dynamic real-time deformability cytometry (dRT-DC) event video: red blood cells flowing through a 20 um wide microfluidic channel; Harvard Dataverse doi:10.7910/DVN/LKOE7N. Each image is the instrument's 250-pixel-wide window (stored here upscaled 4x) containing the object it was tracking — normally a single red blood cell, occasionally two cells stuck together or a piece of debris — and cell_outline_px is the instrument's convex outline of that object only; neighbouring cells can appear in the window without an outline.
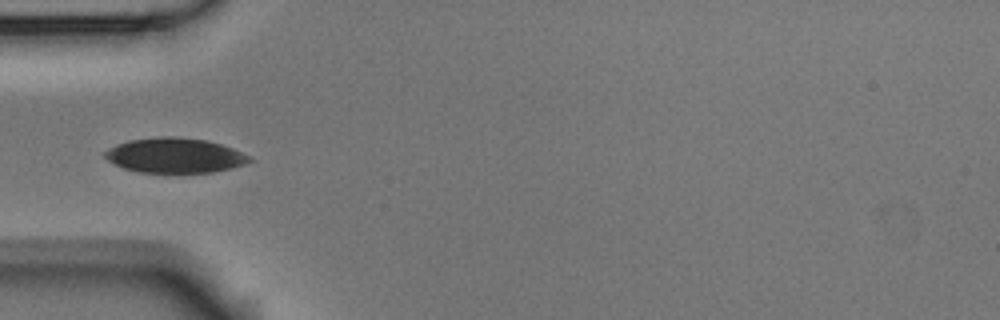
{"species": "Egyptian fruit bat (a non-hibernating species)", "species_latin": "Rousettus aegyptiacus", "temperature_condition": "room temperature", "stored_images_in_passage": 5, "camera_frame_rate_fps": 3000, "um_per_image_px": 0.085, "animal": {"sex": "male"}, "frame": {"image": 1, "passage_image": 5, "time_ms": 1.333, "image_size_px": [1000, 320], "cell_outline_px": [[252, 160], [244, 164], [232, 168], [212, 172], [140, 172], [124, 168], [108, 160], [104, 156], [104, 152], [108, 148], [116, 144], [128, 140], [160, 136], [176, 136], [208, 140], [232, 148], [248, 156]], "centroid_in_image_um": [14.83, 13.19], "position_along_channel_um": 70.2, "area_um2": 29.25}}